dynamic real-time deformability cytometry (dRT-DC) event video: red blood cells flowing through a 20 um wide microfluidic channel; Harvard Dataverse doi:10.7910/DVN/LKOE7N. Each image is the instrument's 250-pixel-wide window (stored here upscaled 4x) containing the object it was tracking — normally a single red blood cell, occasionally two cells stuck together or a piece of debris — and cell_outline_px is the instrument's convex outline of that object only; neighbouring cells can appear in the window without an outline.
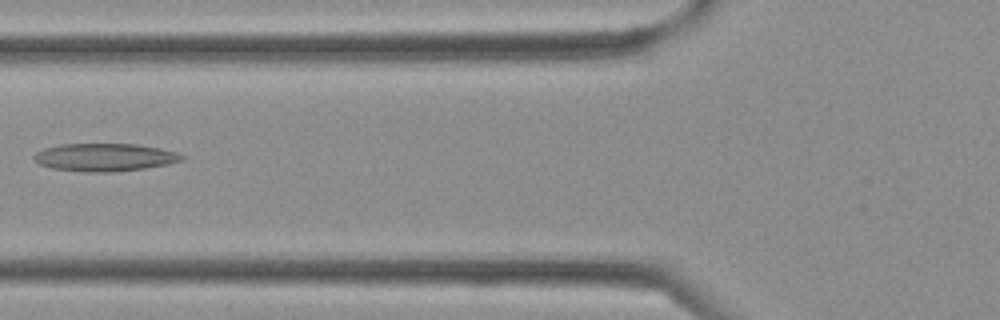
{"species": "Egyptian fruit bat (a non-hibernating species)", "species_latin": "Rousettus aegyptiacus", "temperature_condition": "cold", "stored_images_in_passage": 4, "camera_frame_rate_fps": 3000, "um_per_image_px": 0.085, "frame": {"image": 1, "passage_image": 4, "time_ms": 1.0, "image_size_px": [1000, 320], "cell_outline_px": [[184, 160], [168, 164], [144, 168], [112, 172], [88, 172], [52, 168], [40, 164], [32, 156], [36, 152], [44, 148], [60, 144], [136, 144], [160, 148], [176, 152], [184, 156]], "centroid_in_image_um": [8.91, 13.36], "position_along_channel_um": 116.9, "area_um2": 23.87}}